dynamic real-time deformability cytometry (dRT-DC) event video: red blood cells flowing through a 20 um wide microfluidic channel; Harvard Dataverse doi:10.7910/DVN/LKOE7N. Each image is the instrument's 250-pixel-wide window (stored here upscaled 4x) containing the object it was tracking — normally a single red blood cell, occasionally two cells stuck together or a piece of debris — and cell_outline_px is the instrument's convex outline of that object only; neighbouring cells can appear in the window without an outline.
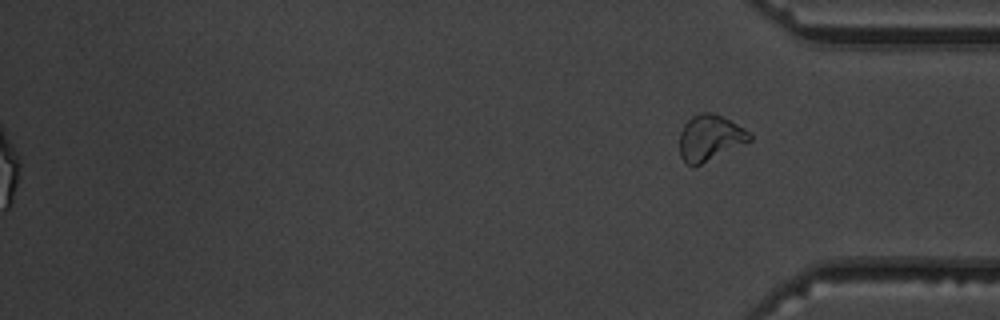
{"species": "common noctule bat (a hibernating species)", "species_latin": "Nyctalus noctula", "temperature_condition": "warm", "stored_images_in_passage": 17, "segment_of_instrument_passage": [2, 2], "camera_frame_rate_fps": 3000, "um_per_image_px": 0.085, "animal": {"sex": "male", "body_mass_g": 19.5, "forearm_length_mm": 54.6}, "frame": {"image": 1, "passage_image": 17, "time_ms": 18.333, "image_size_px": [1000, 320], "cell_outline_px": [[752, 140], [692, 168], [680, 156], [680, 132], [684, 124], [692, 116], [700, 112], [712, 112], [744, 128], [752, 136]], "centroid_in_image_um": [60.32, 11.72], "position_along_channel_um": 374.9, "area_um2": 18.5}}